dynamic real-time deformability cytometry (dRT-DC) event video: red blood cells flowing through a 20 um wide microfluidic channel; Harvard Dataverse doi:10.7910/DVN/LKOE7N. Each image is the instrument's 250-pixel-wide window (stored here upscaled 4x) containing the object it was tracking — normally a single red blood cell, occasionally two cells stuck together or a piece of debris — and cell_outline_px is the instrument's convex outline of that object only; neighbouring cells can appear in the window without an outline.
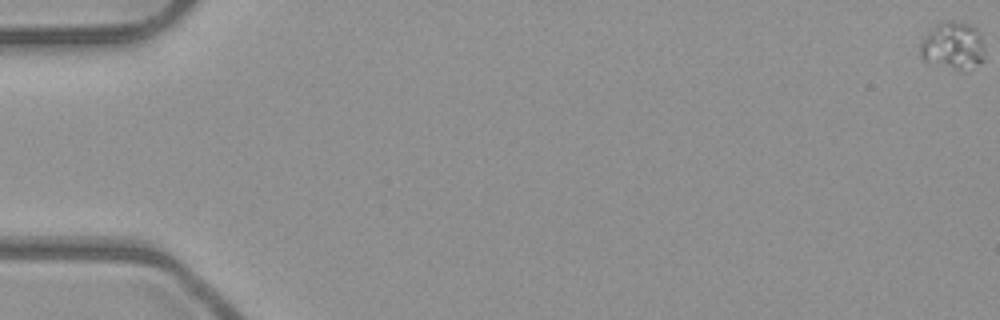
{"species": "common noctule bat (a hibernating species)", "species_latin": "Nyctalus noctula", "temperature_condition": "room temperature", "stored_images_in_passage": 48, "camera_frame_rate_fps": 3000, "um_per_image_px": 0.085, "animal": {"sex": "male", "body_mass_g": 23.1, "forearm_length_mm": 52.7}, "frame": {"image": 1, "passage_image": 1, "time_ms": 0.0, "image_size_px": [1000, 320], "cell_outline_px": [[984, 60], [968, 72], [960, 72], [924, 60], [920, 56], [920, 40], [936, 24], [944, 20], [952, 20], [972, 24], [980, 32], [984, 52]], "centroid_in_image_um": [81.02, 3.9], "position_along_channel_um": 4.0, "area_um2": 18.5}}
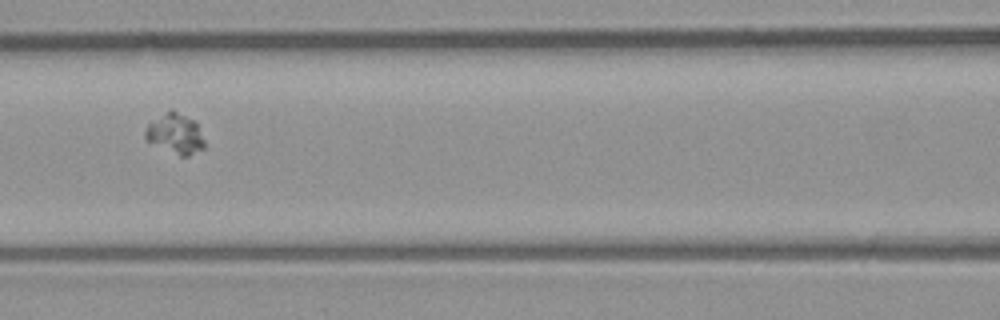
{"frame": {"image": 2, "passage_image": 26, "time_ms": 8.333, "image_size_px": [1000, 320], "cell_outline_px": [[204, 148], [188, 156], [180, 156], [148, 140], [144, 136], [144, 132], [148, 124], [172, 108], [196, 120], [204, 140]], "centroid_in_image_um": [14.94, 11.33], "position_along_channel_um": 151.7, "area_um2": 13.7}}
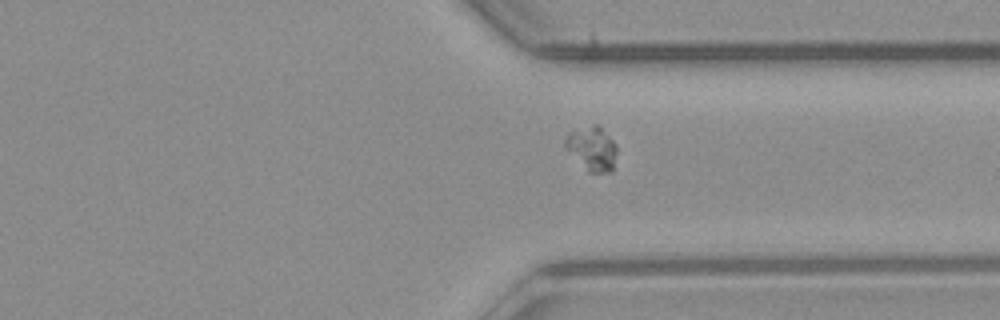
{"frame": {"image": 3, "passage_image": 42, "time_ms": 13.667, "image_size_px": [1000, 320], "cell_outline_px": [[616, 152], [612, 172], [588, 172], [564, 148], [564, 140], [572, 132], [592, 124], [600, 124], [616, 144]], "centroid_in_image_um": [50.33, 12.62], "position_along_channel_um": 361.1, "area_um2": 13.24}}